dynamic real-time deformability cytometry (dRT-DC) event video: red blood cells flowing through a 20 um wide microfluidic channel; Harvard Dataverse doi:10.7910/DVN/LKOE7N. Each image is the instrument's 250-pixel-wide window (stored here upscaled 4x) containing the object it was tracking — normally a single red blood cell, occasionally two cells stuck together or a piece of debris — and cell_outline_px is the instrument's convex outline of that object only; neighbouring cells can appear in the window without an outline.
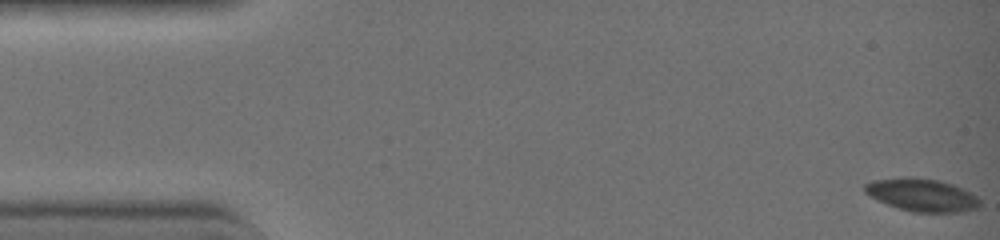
{"species": "common noctule bat (a hibernating species)", "species_latin": "Nyctalus noctula", "temperature_condition": "warm", "stored_images_in_passage": 46, "camera_frame_rate_fps": 3000, "um_per_image_px": 0.085, "animal": {"sex": "female", "body_mass_g": 19.0, "forearm_length_mm": 51.5}, "frame": {"image": 1, "passage_image": 1, "time_ms": 0.0, "image_size_px": [1000, 240], "cell_outline_px": [[980, 208], [964, 212], [912, 212], [888, 204], [864, 192], [864, 184], [872, 180], [904, 176], [912, 176], [940, 180], [952, 184], [976, 196], [980, 200]], "centroid_in_image_um": [78.37, 16.56], "position_along_channel_um": 6.6, "area_um2": 22.02}}
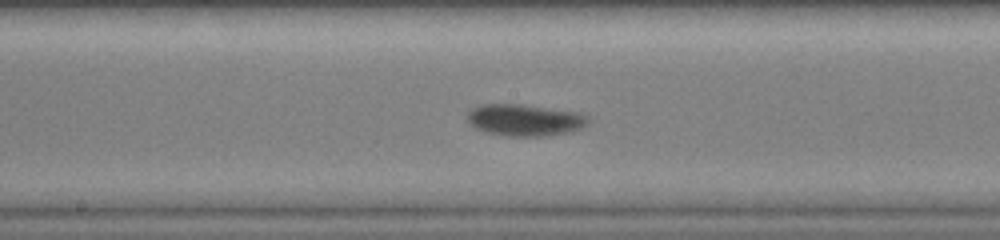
{"frame": {"image": 2, "passage_image": 24, "time_ms": 7.667, "image_size_px": [1000, 240], "cell_outline_px": [[588, 124], [572, 132], [548, 136], [504, 136], [484, 132], [472, 128], [468, 120], [468, 112], [484, 104], [520, 104], [576, 112], [588, 116]], "centroid_in_image_um": [44.6, 10.23], "position_along_channel_um": 203.6, "area_um2": 22.37}}
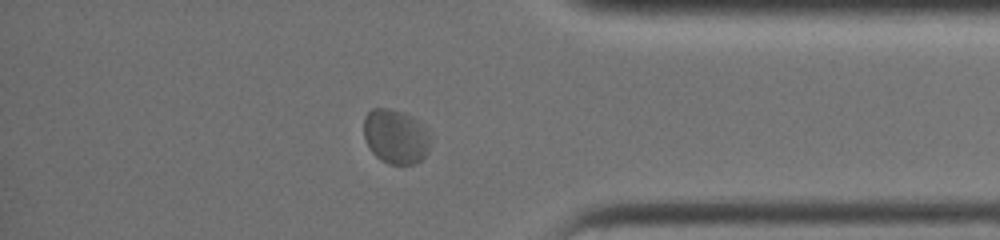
{"frame": {"image": 3, "passage_image": 38, "time_ms": 12.333, "image_size_px": [1000, 240], "cell_outline_px": [[432, 136], [428, 152], [416, 164], [388, 164], [380, 160], [372, 152], [364, 136], [364, 116], [372, 108], [388, 108], [400, 112], [416, 120]], "centroid_in_image_um": [33.63, 11.62], "position_along_channel_um": 401.6, "area_um2": 21.04}, "authors_computed_cell_mechanics": {"area_um2": 21.386, "velocity_mm_per_s": 4.383, "shape_relaxation_time_tau1_ms": 2.5489, "shape_relaxation_time_tau2_ms": 1.5631, "deformation_change_tau1": 0.0787, "deformation_change_tau2": 0.0251}}